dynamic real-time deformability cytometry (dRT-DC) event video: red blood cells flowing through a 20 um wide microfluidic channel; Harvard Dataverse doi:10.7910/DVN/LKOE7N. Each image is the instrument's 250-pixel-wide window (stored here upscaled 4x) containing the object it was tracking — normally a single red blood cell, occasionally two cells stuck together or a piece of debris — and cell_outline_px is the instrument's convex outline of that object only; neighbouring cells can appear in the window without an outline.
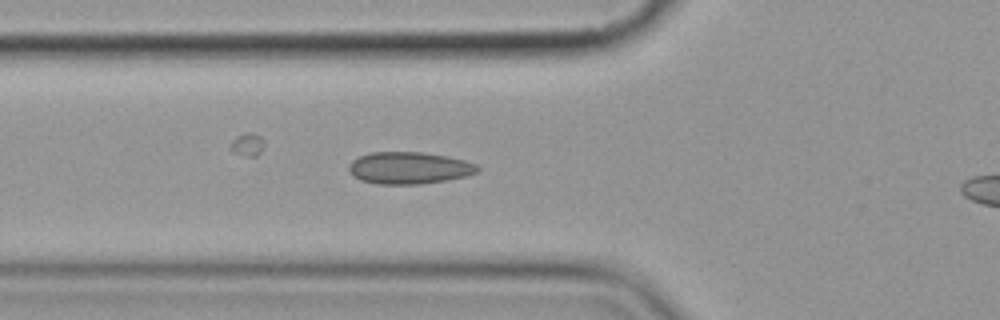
{"species": "common noctule bat (a hibernating species)", "species_latin": "Nyctalus noctula", "temperature_condition": "cold", "stored_images_in_passage": 9, "camera_frame_rate_fps": 3000, "um_per_image_px": 0.085, "animal": {"sex": "female", "body_mass_g": 19.9}, "frame": {"image": 1, "passage_image": 8, "time_ms": 8.0, "image_size_px": [1000, 320], "cell_outline_px": [[480, 168], [476, 172], [468, 176], [420, 184], [376, 184], [360, 180], [352, 176], [348, 172], [348, 164], [352, 160], [360, 156], [372, 152], [424, 152], [448, 156], [464, 160], [476, 164]], "centroid_in_image_um": [34.74, 14.27], "position_along_channel_um": 91.1, "area_um2": 24.16}}